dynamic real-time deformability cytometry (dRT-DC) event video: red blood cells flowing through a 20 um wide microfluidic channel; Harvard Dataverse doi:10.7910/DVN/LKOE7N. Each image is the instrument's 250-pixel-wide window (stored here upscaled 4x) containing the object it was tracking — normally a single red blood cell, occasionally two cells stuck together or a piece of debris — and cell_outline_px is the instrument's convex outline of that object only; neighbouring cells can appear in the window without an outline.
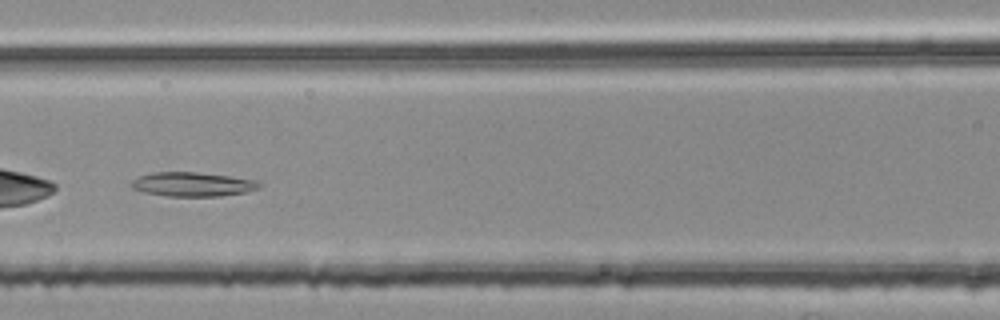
{"species": "common noctule bat (a hibernating species)", "species_latin": "Nyctalus noctula", "temperature_condition": "room temperature", "stored_images_in_passage": 46, "camera_frame_rate_fps": 3000, "um_per_image_px": 0.085, "animal": {"sex": "female", "body_mass_g": 25.1}, "frame": {"image": 1, "passage_image": 22, "time_ms": 7.0, "image_size_px": [1000, 320], "cell_outline_px": [[260, 188], [248, 192], [220, 196], [168, 196], [144, 192], [132, 188], [132, 180], [140, 176], [152, 172], [196, 172], [260, 180]], "centroid_in_image_um": [16.42, 15.66], "position_along_channel_um": 150.2, "area_um2": 18.03}}
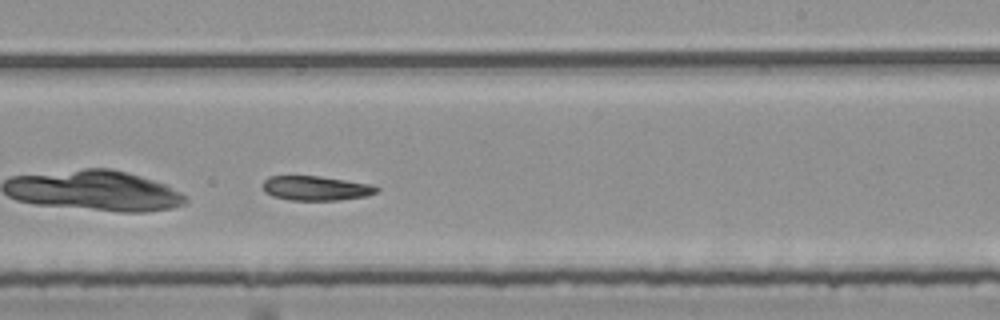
{"frame": {"image": 2, "passage_image": 31, "time_ms": 10.0, "image_size_px": [1000, 320], "cell_outline_px": [[380, 188], [376, 192], [368, 196], [336, 200], [288, 200], [272, 196], [264, 192], [264, 180], [268, 176], [320, 176], [372, 184]], "centroid_in_image_um": [26.86, 16.0], "position_along_channel_um": 262.1, "area_um2": 16.3}}
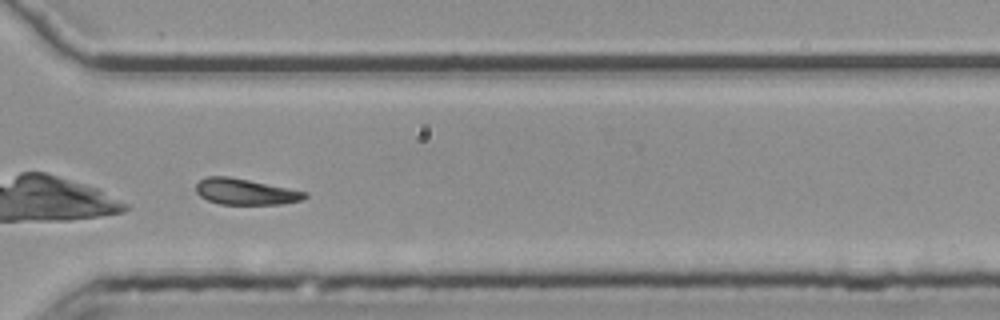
{"frame": {"image": 3, "passage_image": 38, "time_ms": 12.333, "image_size_px": [1000, 320], "cell_outline_px": [[308, 196], [300, 200], [284, 204], [220, 204], [208, 200], [200, 196], [196, 192], [196, 184], [200, 180], [208, 176], [228, 176], [308, 192]], "centroid_in_image_um": [20.85, 16.3], "position_along_channel_um": 349.7, "area_um2": 16.36}}